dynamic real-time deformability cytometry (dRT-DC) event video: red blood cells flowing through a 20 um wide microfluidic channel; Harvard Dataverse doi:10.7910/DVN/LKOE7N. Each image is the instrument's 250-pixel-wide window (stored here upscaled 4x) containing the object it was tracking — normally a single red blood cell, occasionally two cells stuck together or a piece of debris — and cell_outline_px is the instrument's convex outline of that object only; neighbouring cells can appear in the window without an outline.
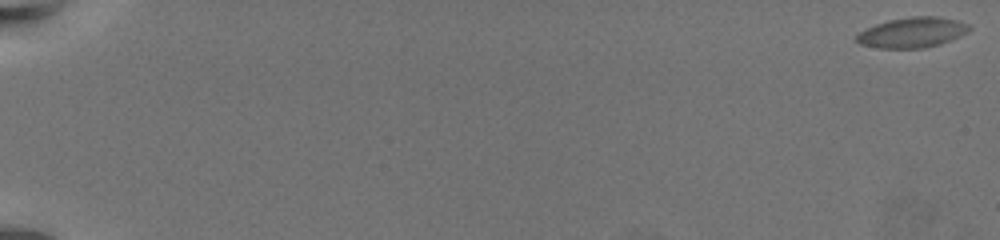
{"species": "common noctule bat (a hibernating species)", "species_latin": "Nyctalus noctula", "temperature_condition": "warm", "stored_images_in_passage": 66, "camera_frame_rate_fps": 3000, "um_per_image_px": 0.085, "animal": {"sex": "female", "body_mass_g": 19.5, "forearm_length_mm": 54.1}, "frame": {"image": 1, "passage_image": 1, "time_ms": 0.0, "image_size_px": [1000, 240], "cell_outline_px": [[972, 28], [968, 32], [940, 44], [924, 48], [880, 48], [860, 44], [856, 40], [856, 36], [860, 32], [876, 24], [888, 20], [912, 16], [936, 16], [956, 20], [968, 24]], "centroid_in_image_um": [77.55, 2.76], "position_along_channel_um": 7.4, "area_um2": 19.71}}
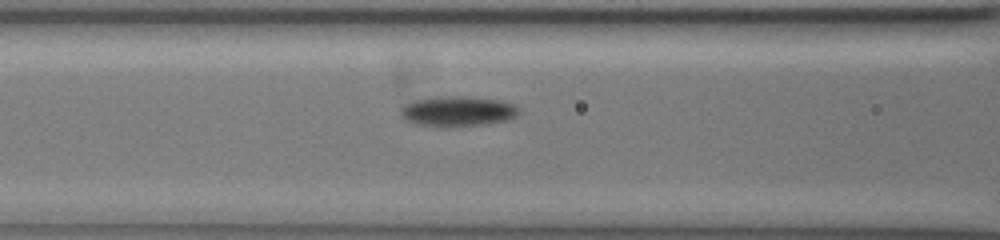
{"frame": {"image": 2, "passage_image": 32, "time_ms": 10.333, "image_size_px": [1000, 240], "cell_outline_px": [[520, 112], [516, 116], [508, 120], [484, 124], [448, 128], [436, 128], [416, 124], [404, 120], [400, 112], [400, 108], [404, 104], [412, 100], [448, 96], [464, 96], [500, 100], [512, 104], [520, 108]], "centroid_in_image_um": [38.86, 9.48], "position_along_channel_um": 127.7, "area_um2": 21.27}}
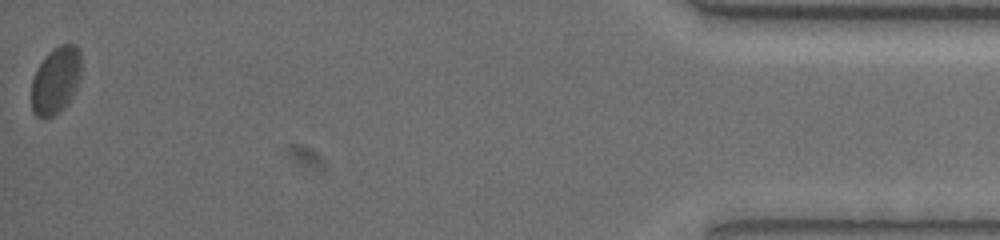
{"frame": {"image": 3, "passage_image": 66, "time_ms": 21.667, "image_size_px": [1000, 240], "cell_outline_px": [[80, 76], [76, 88], [68, 100], [52, 116], [36, 116], [32, 112], [32, 80], [40, 64], [48, 52], [60, 44], [76, 44], [80, 52]], "centroid_in_image_um": [4.74, 6.77], "position_along_channel_um": 430.5, "area_um2": 18.84}, "authors_computed_cell_mechanics": {"area_um2": 18.6405, "velocity_mm_per_s": 3.3683, "shape_relaxation_time_tau1_ms": 2.5411, "shape_relaxation_time_tau2_ms": 1.124, "deformation_change_tau1": 0.1004, "deformation_change_tau2": 0.0428}}